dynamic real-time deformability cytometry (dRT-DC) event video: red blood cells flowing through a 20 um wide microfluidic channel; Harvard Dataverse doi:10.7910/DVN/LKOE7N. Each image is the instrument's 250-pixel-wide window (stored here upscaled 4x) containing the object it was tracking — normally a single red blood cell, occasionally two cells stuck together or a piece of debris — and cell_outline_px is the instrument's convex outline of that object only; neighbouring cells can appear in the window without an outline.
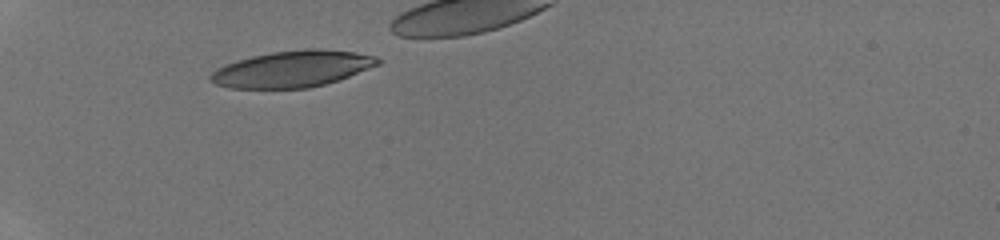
{"species": "human", "species_latin": "Homo sapiens", "temperature_condition": "room temperature", "stored_images_in_passage": 26, "camera_frame_rate_fps": 3000, "um_per_image_px": 0.085, "donor": {"sex": "male"}, "frame": {"image": 1, "passage_image": 1, "time_ms": 0.0, "image_size_px": [1000, 240], "cell_outline_px": [[380, 64], [348, 76], [324, 84], [308, 88], [228, 88], [216, 84], [208, 80], [208, 76], [216, 68], [224, 64], [236, 60], [252, 56], [272, 52], [308, 48], [320, 48], [352, 52], [376, 56], [380, 60]], "centroid_in_image_um": [24.79, 5.85], "position_along_channel_um": 60.2, "area_um2": 35.43}}
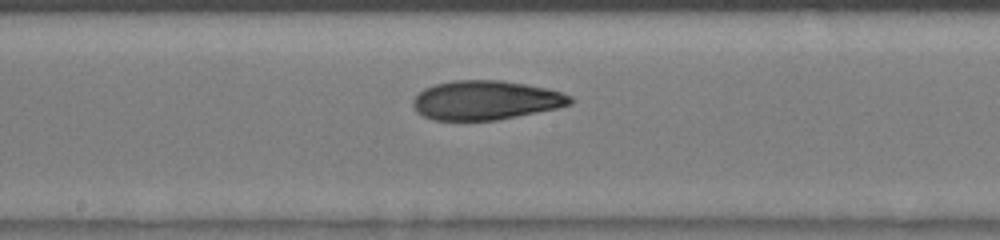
{"frame": {"image": 2, "passage_image": 12, "time_ms": 3.667, "image_size_px": [1000, 240], "cell_outline_px": [[572, 104], [556, 108], [496, 120], [436, 120], [424, 116], [416, 112], [412, 104], [412, 100], [424, 88], [436, 84], [452, 80], [500, 80], [548, 88], [572, 96]], "centroid_in_image_um": [41.27, 8.51], "position_along_channel_um": 206.9, "area_um2": 35.72}}
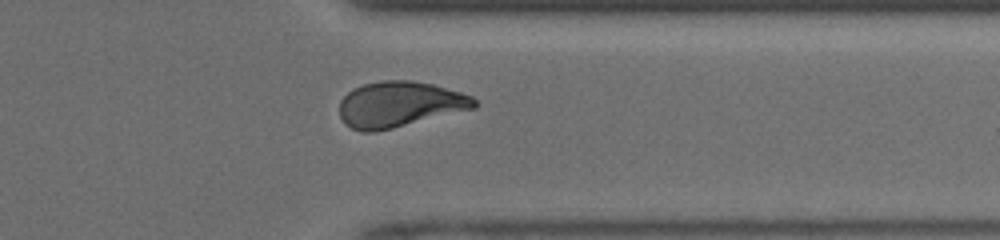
{"frame": {"image": 3, "passage_image": 23, "time_ms": 7.333, "image_size_px": [1000, 240], "cell_outline_px": [[476, 108], [392, 128], [372, 132], [364, 132], [352, 128], [344, 124], [340, 116], [340, 100], [352, 88], [364, 84], [384, 80], [412, 80], [432, 84], [460, 92], [472, 96], [476, 100]], "centroid_in_image_um": [33.95, 8.86], "position_along_channel_um": 377.5, "area_um2": 35.78}}